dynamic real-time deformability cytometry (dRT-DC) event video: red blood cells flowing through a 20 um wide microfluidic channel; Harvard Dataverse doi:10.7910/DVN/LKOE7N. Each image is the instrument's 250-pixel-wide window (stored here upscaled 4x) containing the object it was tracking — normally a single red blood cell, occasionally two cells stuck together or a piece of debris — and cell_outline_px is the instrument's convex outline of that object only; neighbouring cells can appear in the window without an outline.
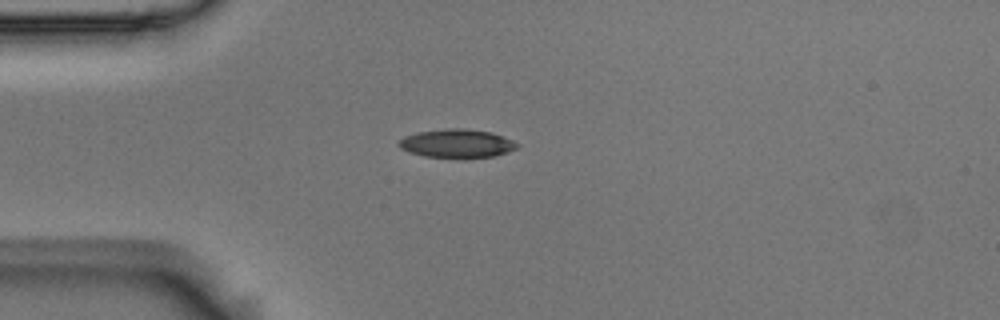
{"species": "Egyptian fruit bat (a non-hibernating species)", "species_latin": "Rousettus aegyptiacus", "temperature_condition": "room temperature", "stored_images_in_passage": 43, "camera_frame_rate_fps": 3000, "um_per_image_px": 0.085, "animal": {"sex": "male"}, "frame": {"image": 1, "passage_image": 1, "time_ms": 0.0, "image_size_px": [1000, 320], "cell_outline_px": [[520, 144], [516, 148], [508, 152], [492, 156], [424, 156], [408, 152], [400, 148], [396, 144], [404, 136], [416, 132], [448, 128], [464, 128], [492, 132], [504, 136]], "centroid_in_image_um": [38.81, 12.16], "position_along_channel_um": 46.2, "area_um2": 19.36}}
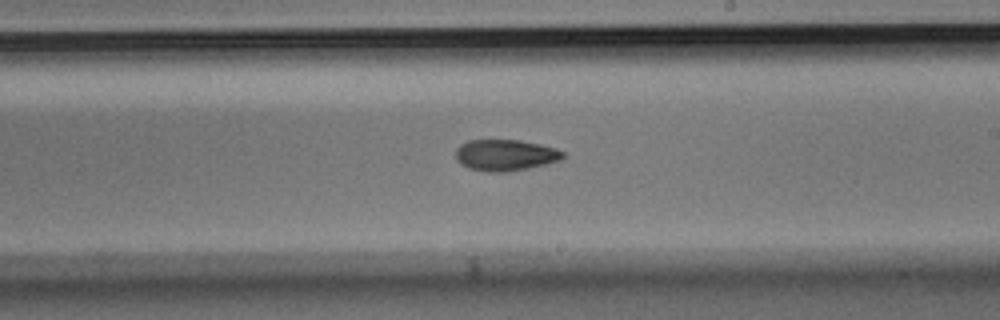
{"frame": {"image": 2, "passage_image": 19, "time_ms": 6.0, "image_size_px": [1000, 320], "cell_outline_px": [[564, 156], [560, 160], [528, 168], [508, 172], [488, 172], [468, 168], [460, 164], [456, 160], [456, 148], [460, 144], [468, 140], [520, 140], [540, 144], [556, 148], [564, 152]], "centroid_in_image_um": [42.92, 13.18], "position_along_channel_um": 246.1, "area_um2": 19.65}}
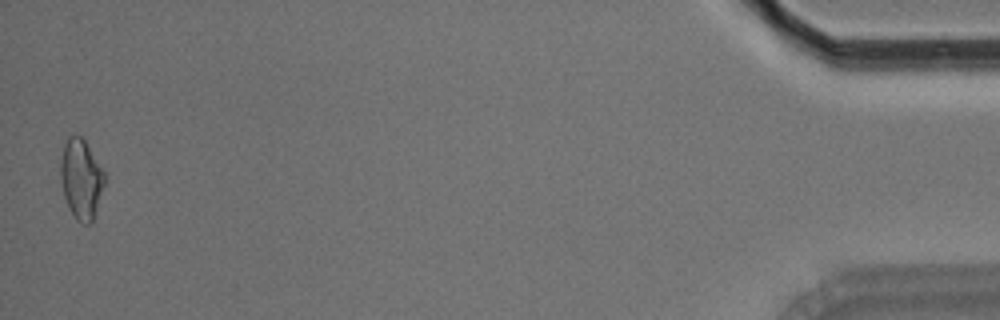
{"frame": {"image": 3, "passage_image": 42, "time_ms": 13.667, "image_size_px": [1000, 320], "cell_outline_px": [[104, 184], [92, 224], [84, 224], [76, 220], [68, 208], [64, 196], [60, 180], [60, 164], [64, 144], [68, 136], [84, 136], [104, 172]], "centroid_in_image_um": [6.88, 15.21], "position_along_channel_um": 428.3, "area_um2": 20.63}, "authors_computed_cell_mechanics": {"area_um2": 19.7676, "velocity_mm_per_s": 3.58, "shape_relaxation_time_tau1_ms": 8.4814, "shape_relaxation_time_tau2_ms": 9.8245, "deformation_change_tau1": 0.1636, "deformation_change_tau2": 0.1659}}